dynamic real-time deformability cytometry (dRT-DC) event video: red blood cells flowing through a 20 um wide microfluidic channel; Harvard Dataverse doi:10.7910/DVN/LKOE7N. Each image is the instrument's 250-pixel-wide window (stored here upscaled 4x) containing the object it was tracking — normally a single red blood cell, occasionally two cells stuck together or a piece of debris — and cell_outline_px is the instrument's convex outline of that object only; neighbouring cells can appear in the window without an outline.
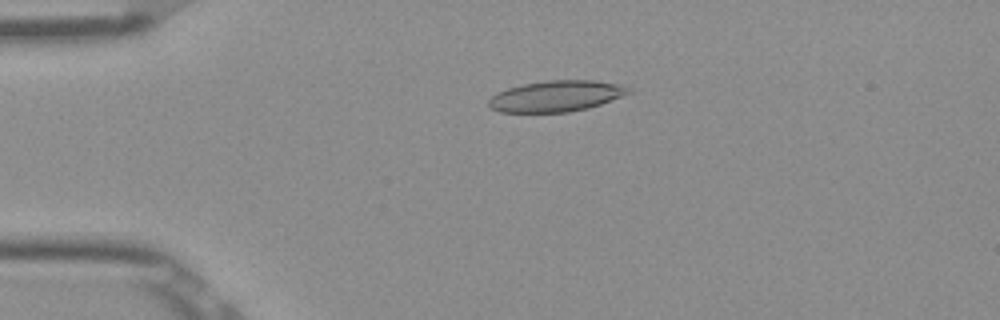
{"species": "Egyptian fruit bat (a non-hibernating species)", "species_latin": "Rousettus aegyptiacus", "temperature_condition": "room temperature", "stored_images_in_passage": 25, "camera_frame_rate_fps": 3000, "um_per_image_px": 0.085, "frame": {"image": 1, "passage_image": 12, "time_ms": 3.667, "image_size_px": [1000, 320], "cell_outline_px": [[632, 92], [600, 104], [588, 108], [568, 112], [500, 112], [492, 108], [488, 104], [488, 100], [492, 96], [508, 88], [524, 84], [548, 80], [596, 80], [624, 84], [632, 88]], "centroid_in_image_um": [47.34, 8.16], "position_along_channel_um": 37.7, "area_um2": 25.26}}
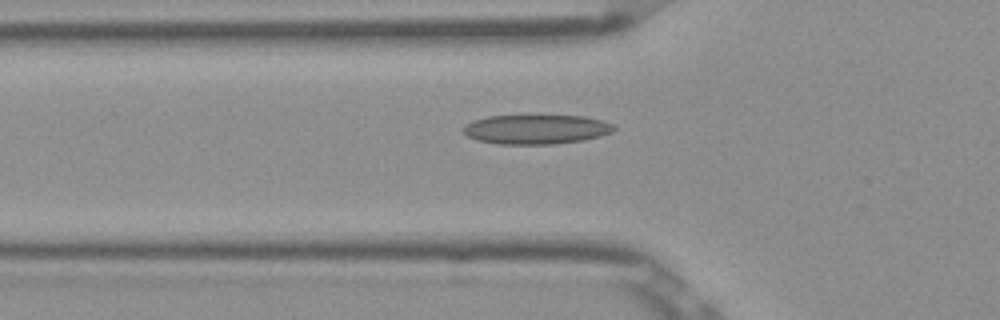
{"frame": {"image": 2, "passage_image": 18, "time_ms": 5.667, "image_size_px": [1000, 320], "cell_outline_px": [[616, 128], [612, 132], [600, 136], [580, 140], [552, 144], [500, 144], [476, 140], [468, 136], [464, 132], [464, 128], [472, 120], [488, 116], [584, 116], [604, 120], [612, 124]], "centroid_in_image_um": [45.59, 10.99], "position_along_channel_um": 80.2, "area_um2": 25.61}}
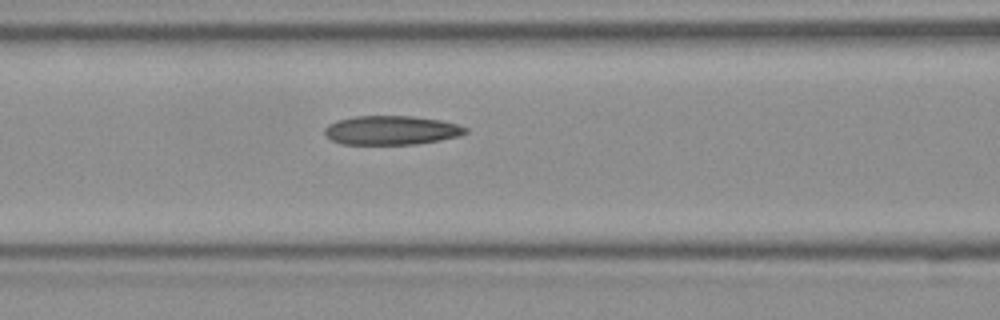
{"frame": {"image": 3, "passage_image": 22, "time_ms": 7.0, "image_size_px": [1000, 320], "cell_outline_px": [[468, 132], [460, 136], [440, 140], [416, 144], [340, 144], [324, 136], [324, 128], [328, 124], [336, 120], [356, 116], [412, 116], [440, 120], [456, 124], [468, 128]], "centroid_in_image_um": [33.24, 11.07], "position_along_channel_um": 133.4, "area_um2": 23.99}}